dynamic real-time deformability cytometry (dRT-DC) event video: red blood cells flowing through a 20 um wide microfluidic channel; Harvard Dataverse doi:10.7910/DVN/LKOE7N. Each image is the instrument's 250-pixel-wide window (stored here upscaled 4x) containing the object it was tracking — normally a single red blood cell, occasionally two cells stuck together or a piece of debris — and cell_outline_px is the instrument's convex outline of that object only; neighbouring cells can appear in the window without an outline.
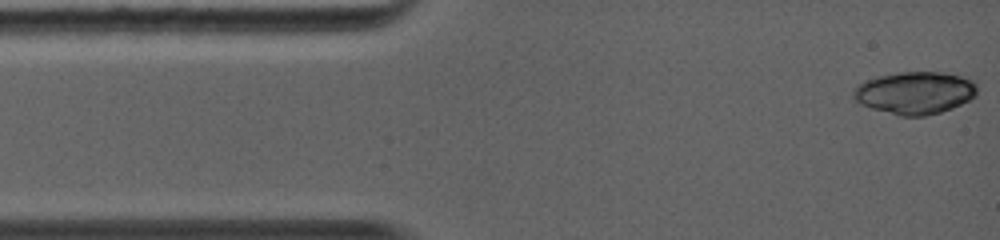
{"species": "common noctule bat (a hibernating species)", "species_latin": "Nyctalus noctula", "temperature_condition": "warm", "stored_images_in_passage": 9, "camera_frame_rate_fps": 5000, "um_per_image_px": 0.085, "animal": {"sex": "female", "body_mass_g": 19.0, "forearm_length_mm": 56.7}, "frame": {"image": 1, "passage_image": 1, "time_ms": 0.0, "image_size_px": [1000, 240], "cell_outline_px": [[976, 96], [952, 108], [940, 112], [924, 116], [900, 116], [872, 108], [860, 104], [852, 96], [852, 92], [864, 80], [876, 76], [900, 72], [940, 72], [960, 76], [972, 80], [976, 84]], "centroid_in_image_um": [77.75, 7.88], "position_along_channel_um": 7.2, "area_um2": 30.46}}